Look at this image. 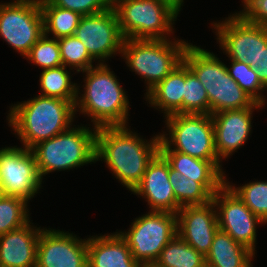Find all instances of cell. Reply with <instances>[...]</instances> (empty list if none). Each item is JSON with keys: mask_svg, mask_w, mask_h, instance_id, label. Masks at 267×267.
<instances>
[{"mask_svg": "<svg viewBox=\"0 0 267 267\" xmlns=\"http://www.w3.org/2000/svg\"><path fill=\"white\" fill-rule=\"evenodd\" d=\"M220 230L255 254L258 226L267 225L256 216L225 183L212 197Z\"/></svg>", "mask_w": 267, "mask_h": 267, "instance_id": "5bb4252c", "label": "cell"}, {"mask_svg": "<svg viewBox=\"0 0 267 267\" xmlns=\"http://www.w3.org/2000/svg\"><path fill=\"white\" fill-rule=\"evenodd\" d=\"M7 113L8 127L27 149L66 131L78 117L75 101L38 94L26 101L12 103Z\"/></svg>", "mask_w": 267, "mask_h": 267, "instance_id": "3957f363", "label": "cell"}, {"mask_svg": "<svg viewBox=\"0 0 267 267\" xmlns=\"http://www.w3.org/2000/svg\"><path fill=\"white\" fill-rule=\"evenodd\" d=\"M230 65H226L229 75L237 84L249 94L257 103L262 105L267 104V97L264 96L267 88L260 82L254 67L250 66L247 62H239L236 60L228 59Z\"/></svg>", "mask_w": 267, "mask_h": 267, "instance_id": "f546056e", "label": "cell"}, {"mask_svg": "<svg viewBox=\"0 0 267 267\" xmlns=\"http://www.w3.org/2000/svg\"><path fill=\"white\" fill-rule=\"evenodd\" d=\"M242 16L252 24L267 26V0H257Z\"/></svg>", "mask_w": 267, "mask_h": 267, "instance_id": "e575fe53", "label": "cell"}, {"mask_svg": "<svg viewBox=\"0 0 267 267\" xmlns=\"http://www.w3.org/2000/svg\"><path fill=\"white\" fill-rule=\"evenodd\" d=\"M1 2L0 37L24 58L44 35V18L39 0Z\"/></svg>", "mask_w": 267, "mask_h": 267, "instance_id": "8fae6325", "label": "cell"}, {"mask_svg": "<svg viewBox=\"0 0 267 267\" xmlns=\"http://www.w3.org/2000/svg\"><path fill=\"white\" fill-rule=\"evenodd\" d=\"M225 183L256 216L267 224V181L255 179L237 187L232 181L230 183L226 175Z\"/></svg>", "mask_w": 267, "mask_h": 267, "instance_id": "83f0119b", "label": "cell"}, {"mask_svg": "<svg viewBox=\"0 0 267 267\" xmlns=\"http://www.w3.org/2000/svg\"><path fill=\"white\" fill-rule=\"evenodd\" d=\"M55 6L79 13L97 14L113 7V0H50Z\"/></svg>", "mask_w": 267, "mask_h": 267, "instance_id": "836d02e7", "label": "cell"}, {"mask_svg": "<svg viewBox=\"0 0 267 267\" xmlns=\"http://www.w3.org/2000/svg\"><path fill=\"white\" fill-rule=\"evenodd\" d=\"M3 195L4 194H3L2 188L0 187V199L2 198Z\"/></svg>", "mask_w": 267, "mask_h": 267, "instance_id": "ab89813d", "label": "cell"}, {"mask_svg": "<svg viewBox=\"0 0 267 267\" xmlns=\"http://www.w3.org/2000/svg\"><path fill=\"white\" fill-rule=\"evenodd\" d=\"M127 230H117L139 263L156 261L163 248L177 235L175 213L148 211L131 220Z\"/></svg>", "mask_w": 267, "mask_h": 267, "instance_id": "9c48e42d", "label": "cell"}, {"mask_svg": "<svg viewBox=\"0 0 267 267\" xmlns=\"http://www.w3.org/2000/svg\"><path fill=\"white\" fill-rule=\"evenodd\" d=\"M168 175L169 163L158 153L131 194L142 197L147 202L148 211L177 214L181 207L176 201Z\"/></svg>", "mask_w": 267, "mask_h": 267, "instance_id": "ac0fdd59", "label": "cell"}, {"mask_svg": "<svg viewBox=\"0 0 267 267\" xmlns=\"http://www.w3.org/2000/svg\"><path fill=\"white\" fill-rule=\"evenodd\" d=\"M257 0H242V6L240 11L233 12L234 14L242 16Z\"/></svg>", "mask_w": 267, "mask_h": 267, "instance_id": "8d00e7d4", "label": "cell"}, {"mask_svg": "<svg viewBox=\"0 0 267 267\" xmlns=\"http://www.w3.org/2000/svg\"><path fill=\"white\" fill-rule=\"evenodd\" d=\"M163 122L159 150H174L211 161L226 176L216 153L211 114H171L164 117Z\"/></svg>", "mask_w": 267, "mask_h": 267, "instance_id": "ba28073f", "label": "cell"}, {"mask_svg": "<svg viewBox=\"0 0 267 267\" xmlns=\"http://www.w3.org/2000/svg\"><path fill=\"white\" fill-rule=\"evenodd\" d=\"M30 220L24 226L0 236V267H36L41 226Z\"/></svg>", "mask_w": 267, "mask_h": 267, "instance_id": "d6986e66", "label": "cell"}, {"mask_svg": "<svg viewBox=\"0 0 267 267\" xmlns=\"http://www.w3.org/2000/svg\"><path fill=\"white\" fill-rule=\"evenodd\" d=\"M160 141V132L146 140L129 125L98 127L95 161L106 163L114 178L132 192L159 153Z\"/></svg>", "mask_w": 267, "mask_h": 267, "instance_id": "6da1fadb", "label": "cell"}, {"mask_svg": "<svg viewBox=\"0 0 267 267\" xmlns=\"http://www.w3.org/2000/svg\"><path fill=\"white\" fill-rule=\"evenodd\" d=\"M140 267H164L159 265L156 261L141 263Z\"/></svg>", "mask_w": 267, "mask_h": 267, "instance_id": "74e56055", "label": "cell"}, {"mask_svg": "<svg viewBox=\"0 0 267 267\" xmlns=\"http://www.w3.org/2000/svg\"><path fill=\"white\" fill-rule=\"evenodd\" d=\"M87 237L43 227L37 246L36 267H88Z\"/></svg>", "mask_w": 267, "mask_h": 267, "instance_id": "9a60e30c", "label": "cell"}, {"mask_svg": "<svg viewBox=\"0 0 267 267\" xmlns=\"http://www.w3.org/2000/svg\"><path fill=\"white\" fill-rule=\"evenodd\" d=\"M182 7L176 0H113L125 39L173 38Z\"/></svg>", "mask_w": 267, "mask_h": 267, "instance_id": "8992f818", "label": "cell"}, {"mask_svg": "<svg viewBox=\"0 0 267 267\" xmlns=\"http://www.w3.org/2000/svg\"><path fill=\"white\" fill-rule=\"evenodd\" d=\"M29 204L18 197L2 196L0 199V236L24 226L31 220Z\"/></svg>", "mask_w": 267, "mask_h": 267, "instance_id": "f1b7e54d", "label": "cell"}, {"mask_svg": "<svg viewBox=\"0 0 267 267\" xmlns=\"http://www.w3.org/2000/svg\"><path fill=\"white\" fill-rule=\"evenodd\" d=\"M265 107H248L225 110L212 114L214 125L215 148L219 161L231 158L238 149L250 140L252 135L253 115ZM227 159V160H226Z\"/></svg>", "mask_w": 267, "mask_h": 267, "instance_id": "2e32d148", "label": "cell"}, {"mask_svg": "<svg viewBox=\"0 0 267 267\" xmlns=\"http://www.w3.org/2000/svg\"><path fill=\"white\" fill-rule=\"evenodd\" d=\"M176 1H178L182 6H184L183 4H184V0H176Z\"/></svg>", "mask_w": 267, "mask_h": 267, "instance_id": "f35d334b", "label": "cell"}, {"mask_svg": "<svg viewBox=\"0 0 267 267\" xmlns=\"http://www.w3.org/2000/svg\"><path fill=\"white\" fill-rule=\"evenodd\" d=\"M202 267H213V266H211V265L205 263Z\"/></svg>", "mask_w": 267, "mask_h": 267, "instance_id": "60d3db41", "label": "cell"}, {"mask_svg": "<svg viewBox=\"0 0 267 267\" xmlns=\"http://www.w3.org/2000/svg\"><path fill=\"white\" fill-rule=\"evenodd\" d=\"M74 36L87 48L97 64H106L117 54L121 56L125 40L113 7L97 14L82 16Z\"/></svg>", "mask_w": 267, "mask_h": 267, "instance_id": "4fadbf2b", "label": "cell"}, {"mask_svg": "<svg viewBox=\"0 0 267 267\" xmlns=\"http://www.w3.org/2000/svg\"><path fill=\"white\" fill-rule=\"evenodd\" d=\"M44 182L39 176L31 149L21 145L0 148V187L4 195L29 203L41 193Z\"/></svg>", "mask_w": 267, "mask_h": 267, "instance_id": "7c38bea8", "label": "cell"}, {"mask_svg": "<svg viewBox=\"0 0 267 267\" xmlns=\"http://www.w3.org/2000/svg\"><path fill=\"white\" fill-rule=\"evenodd\" d=\"M156 262L164 267H202L205 256L176 235L160 252Z\"/></svg>", "mask_w": 267, "mask_h": 267, "instance_id": "484cf974", "label": "cell"}, {"mask_svg": "<svg viewBox=\"0 0 267 267\" xmlns=\"http://www.w3.org/2000/svg\"><path fill=\"white\" fill-rule=\"evenodd\" d=\"M183 61L206 89L210 114L248 107H266L257 103L228 73L226 62L210 50L189 42Z\"/></svg>", "mask_w": 267, "mask_h": 267, "instance_id": "277c9868", "label": "cell"}, {"mask_svg": "<svg viewBox=\"0 0 267 267\" xmlns=\"http://www.w3.org/2000/svg\"><path fill=\"white\" fill-rule=\"evenodd\" d=\"M177 173L199 182L212 196L225 184V175L211 162L174 150H159Z\"/></svg>", "mask_w": 267, "mask_h": 267, "instance_id": "44dd1931", "label": "cell"}, {"mask_svg": "<svg viewBox=\"0 0 267 267\" xmlns=\"http://www.w3.org/2000/svg\"><path fill=\"white\" fill-rule=\"evenodd\" d=\"M188 44L176 35L173 39H125L120 58L129 71L144 79L145 96L183 61Z\"/></svg>", "mask_w": 267, "mask_h": 267, "instance_id": "52a82bcc", "label": "cell"}, {"mask_svg": "<svg viewBox=\"0 0 267 267\" xmlns=\"http://www.w3.org/2000/svg\"><path fill=\"white\" fill-rule=\"evenodd\" d=\"M183 114H210L206 89L186 63Z\"/></svg>", "mask_w": 267, "mask_h": 267, "instance_id": "4dcf8cb0", "label": "cell"}, {"mask_svg": "<svg viewBox=\"0 0 267 267\" xmlns=\"http://www.w3.org/2000/svg\"><path fill=\"white\" fill-rule=\"evenodd\" d=\"M24 59L40 67L41 70L63 65L58 40L45 34L35 43Z\"/></svg>", "mask_w": 267, "mask_h": 267, "instance_id": "d6a6232c", "label": "cell"}, {"mask_svg": "<svg viewBox=\"0 0 267 267\" xmlns=\"http://www.w3.org/2000/svg\"><path fill=\"white\" fill-rule=\"evenodd\" d=\"M88 267H140L126 241L116 231L89 235Z\"/></svg>", "mask_w": 267, "mask_h": 267, "instance_id": "ffe728a7", "label": "cell"}, {"mask_svg": "<svg viewBox=\"0 0 267 267\" xmlns=\"http://www.w3.org/2000/svg\"><path fill=\"white\" fill-rule=\"evenodd\" d=\"M254 69L260 82L267 88V47L262 49L260 61L256 63Z\"/></svg>", "mask_w": 267, "mask_h": 267, "instance_id": "d590c367", "label": "cell"}, {"mask_svg": "<svg viewBox=\"0 0 267 267\" xmlns=\"http://www.w3.org/2000/svg\"><path fill=\"white\" fill-rule=\"evenodd\" d=\"M177 235L206 256L219 229L215 204L184 206L178 210Z\"/></svg>", "mask_w": 267, "mask_h": 267, "instance_id": "e0dca14e", "label": "cell"}, {"mask_svg": "<svg viewBox=\"0 0 267 267\" xmlns=\"http://www.w3.org/2000/svg\"><path fill=\"white\" fill-rule=\"evenodd\" d=\"M57 40L63 66H66L79 74L97 65L89 55L87 48L74 35L61 37Z\"/></svg>", "mask_w": 267, "mask_h": 267, "instance_id": "1f68e13d", "label": "cell"}, {"mask_svg": "<svg viewBox=\"0 0 267 267\" xmlns=\"http://www.w3.org/2000/svg\"><path fill=\"white\" fill-rule=\"evenodd\" d=\"M169 182L180 207L204 205L212 201V195L199 183L177 173L169 165Z\"/></svg>", "mask_w": 267, "mask_h": 267, "instance_id": "4316f807", "label": "cell"}, {"mask_svg": "<svg viewBox=\"0 0 267 267\" xmlns=\"http://www.w3.org/2000/svg\"><path fill=\"white\" fill-rule=\"evenodd\" d=\"M67 69L66 66L61 65L42 70L39 75L40 93L38 95L76 101L77 83L72 81V75L77 73Z\"/></svg>", "mask_w": 267, "mask_h": 267, "instance_id": "cb8c5ba5", "label": "cell"}, {"mask_svg": "<svg viewBox=\"0 0 267 267\" xmlns=\"http://www.w3.org/2000/svg\"><path fill=\"white\" fill-rule=\"evenodd\" d=\"M111 70L107 63L97 64L82 72L83 85L77 83L75 113L87 117L96 128L129 125L128 91Z\"/></svg>", "mask_w": 267, "mask_h": 267, "instance_id": "7a4b0ae2", "label": "cell"}, {"mask_svg": "<svg viewBox=\"0 0 267 267\" xmlns=\"http://www.w3.org/2000/svg\"><path fill=\"white\" fill-rule=\"evenodd\" d=\"M90 126V127H89ZM89 124L72 125L31 148L41 180L53 172L70 171L96 163V131ZM46 177V178H45Z\"/></svg>", "mask_w": 267, "mask_h": 267, "instance_id": "5b68a950", "label": "cell"}, {"mask_svg": "<svg viewBox=\"0 0 267 267\" xmlns=\"http://www.w3.org/2000/svg\"><path fill=\"white\" fill-rule=\"evenodd\" d=\"M43 18L44 34L51 38L73 36L81 15L77 12L55 6L50 0H39Z\"/></svg>", "mask_w": 267, "mask_h": 267, "instance_id": "d4e9b609", "label": "cell"}, {"mask_svg": "<svg viewBox=\"0 0 267 267\" xmlns=\"http://www.w3.org/2000/svg\"><path fill=\"white\" fill-rule=\"evenodd\" d=\"M210 28L225 57L256 67L262 49L267 47V26L252 24L243 16L230 13L222 21L211 22Z\"/></svg>", "mask_w": 267, "mask_h": 267, "instance_id": "30bf717a", "label": "cell"}, {"mask_svg": "<svg viewBox=\"0 0 267 267\" xmlns=\"http://www.w3.org/2000/svg\"><path fill=\"white\" fill-rule=\"evenodd\" d=\"M256 254L218 229L205 262L213 267H253Z\"/></svg>", "mask_w": 267, "mask_h": 267, "instance_id": "603a6c76", "label": "cell"}, {"mask_svg": "<svg viewBox=\"0 0 267 267\" xmlns=\"http://www.w3.org/2000/svg\"><path fill=\"white\" fill-rule=\"evenodd\" d=\"M185 84V62L182 61L161 82L144 97L148 107L163 113V118L171 114H183V94Z\"/></svg>", "mask_w": 267, "mask_h": 267, "instance_id": "7402d4cb", "label": "cell"}]
</instances>
